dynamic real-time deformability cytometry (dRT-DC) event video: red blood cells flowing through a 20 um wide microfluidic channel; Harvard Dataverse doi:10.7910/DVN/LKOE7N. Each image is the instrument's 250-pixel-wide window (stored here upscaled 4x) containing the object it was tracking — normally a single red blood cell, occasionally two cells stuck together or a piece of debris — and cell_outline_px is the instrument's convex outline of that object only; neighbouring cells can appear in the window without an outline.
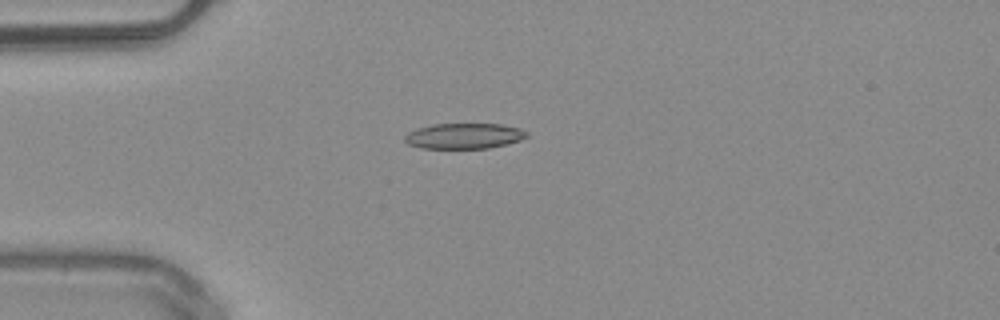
{"species": "common noctule bat (a hibernating species)", "species_latin": "Nyctalus noctula", "temperature_condition": "warm", "stored_images_in_passage": 39, "camera_frame_rate_fps": 3000, "um_per_image_px": 0.085, "animal": {"sex": "male", "body_mass_g": 20.4}, "frame": {"image": 1, "passage_image": 2, "time_ms": 0.333, "image_size_px": [1000, 320], "cell_outline_px": [[528, 136], [520, 140], [488, 148], [420, 148], [408, 144], [404, 140], [404, 136], [408, 132], [416, 128], [432, 124], [500, 124], [520, 128], [528, 132]], "centroid_in_image_um": [39.42, 11.55], "position_along_channel_um": 45.6, "area_um2": 18.15}}
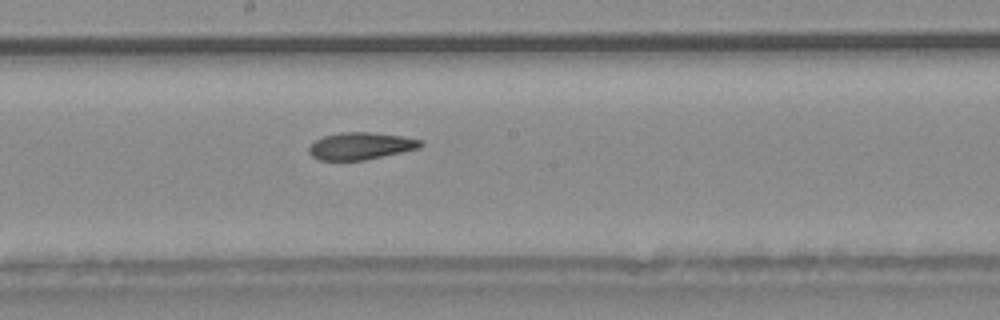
{"frame": {"image": 2, "passage_image": 16, "time_ms": 5.0, "image_size_px": [1000, 320], "cell_outline_px": [[424, 144], [420, 148], [364, 160], [320, 160], [312, 156], [308, 152], [308, 148], [316, 140], [324, 136], [340, 132], [372, 132], [404, 136], [424, 140]], "centroid_in_image_um": [30.7, 12.4], "position_along_channel_um": 217.5, "area_um2": 17.74}}
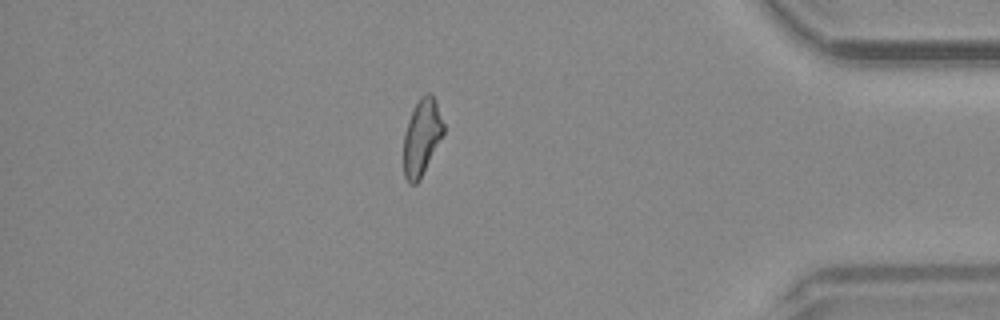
{"frame": {"image": 3, "passage_image": 32, "time_ms": 10.333, "image_size_px": [1000, 320], "cell_outline_px": [[444, 132], [420, 180], [416, 184], [408, 184], [404, 176], [404, 136], [408, 120], [412, 108], [420, 96], [428, 92], [436, 100], [444, 124]], "centroid_in_image_um": [35.84, 11.65], "position_along_channel_um": 399.4, "area_um2": 17.8}, "authors_computed_cell_mechanics": {"area_um2": 18.1492, "velocity_mm_per_s": 4.0645, "shape_relaxation_time_tau1_ms": 10.8195, "shape_relaxation_time_tau2_ms": 4.1158, "deformation_change_tau1": 0.2364, "deformation_change_tau2": 0.1321}}